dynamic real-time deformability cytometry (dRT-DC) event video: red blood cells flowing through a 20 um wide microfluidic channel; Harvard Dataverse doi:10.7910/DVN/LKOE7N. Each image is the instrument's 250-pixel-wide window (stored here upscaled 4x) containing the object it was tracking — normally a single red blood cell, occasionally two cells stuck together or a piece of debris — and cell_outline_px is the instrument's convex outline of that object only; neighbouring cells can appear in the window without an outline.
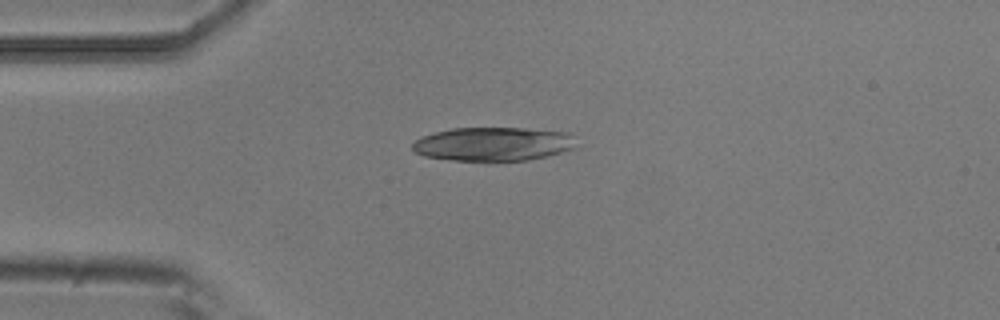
{"species": "common noctule bat (a hibernating species)", "species_latin": "Nyctalus noctula", "temperature_condition": "room temperature", "stored_images_in_passage": 7, "camera_frame_rate_fps": 3000, "um_per_image_px": 0.085, "animal": {"sex": "male", "body_mass_g": 20.5, "forearm_length_mm": 52.5}, "frame": {"image": 1, "passage_image": 4, "time_ms": 1.0, "image_size_px": [1000, 320], "cell_outline_px": [[572, 148], [560, 152], [528, 160], [452, 160], [424, 156], [416, 152], [412, 148], [412, 144], [416, 140], [424, 136], [436, 132], [452, 128], [524, 128], [572, 132]], "centroid_in_image_um": [41.89, 12.23], "position_along_channel_um": 43.1, "area_um2": 31.73}}